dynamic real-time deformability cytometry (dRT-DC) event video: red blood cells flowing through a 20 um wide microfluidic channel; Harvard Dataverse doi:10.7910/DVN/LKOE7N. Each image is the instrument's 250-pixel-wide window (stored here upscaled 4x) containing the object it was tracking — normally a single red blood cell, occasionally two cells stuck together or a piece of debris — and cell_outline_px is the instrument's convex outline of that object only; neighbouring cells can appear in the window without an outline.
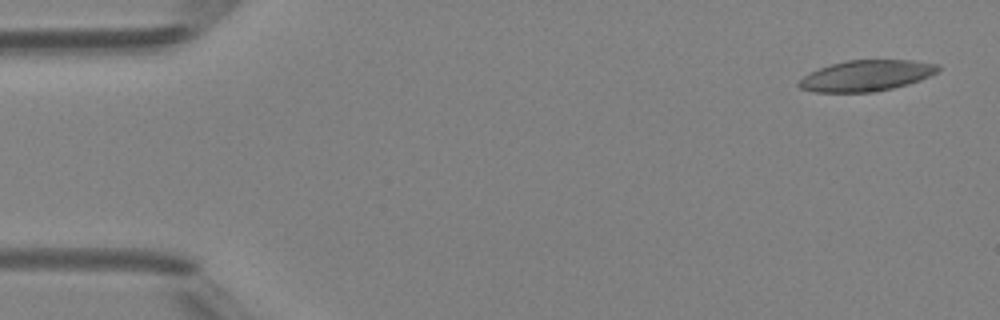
{"species": "Egyptian fruit bat (a non-hibernating species)", "species_latin": "Rousettus aegyptiacus", "temperature_condition": "room temperature", "stored_images_in_passage": 6, "camera_frame_rate_fps": 3000, "um_per_image_px": 0.085, "animal": {"sex": "female"}, "frame": {"image": 1, "passage_image": 1, "time_ms": 0.0, "image_size_px": [1000, 320], "cell_outline_px": [[940, 68], [936, 72], [920, 80], [908, 84], [892, 88], [872, 92], [812, 92], [800, 88], [796, 84], [804, 76], [820, 68], [832, 64], [848, 60], [912, 60], [940, 64]], "centroid_in_image_um": [73.64, 6.43], "position_along_channel_um": 11.4, "area_um2": 24.91}}
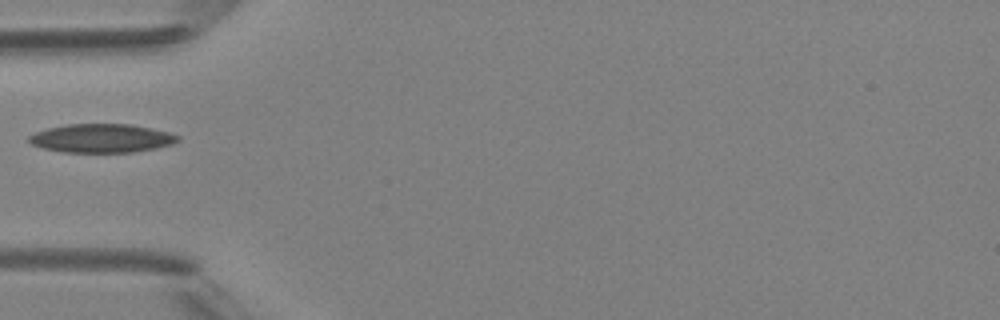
{"frame": {"image": 2, "passage_image": 5, "time_ms": 4.667, "image_size_px": [1000, 320], "cell_outline_px": [[180, 140], [172, 144], [156, 148], [132, 152], [60, 152], [44, 148], [32, 144], [28, 140], [28, 136], [36, 132], [48, 128], [68, 124], [132, 124], [152, 128], [168, 132], [180, 136]], "centroid_in_image_um": [8.65, 11.75], "position_along_channel_um": 76.3, "area_um2": 24.85}}
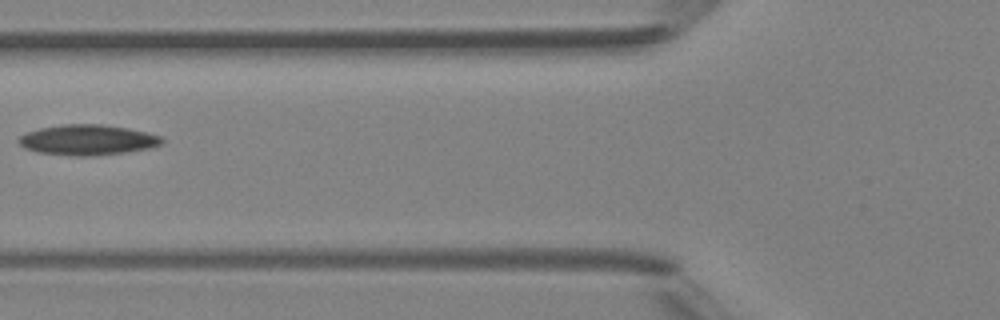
{"frame": {"image": 3, "passage_image": 6, "time_ms": 5.667, "image_size_px": [1000, 320], "cell_outline_px": [[164, 144], [152, 148], [96, 156], [72, 156], [36, 152], [24, 148], [16, 140], [20, 136], [28, 132], [40, 128], [64, 124], [100, 124], [128, 128], [160, 136], [164, 140]], "centroid_in_image_um": [7.45, 11.9], "position_along_channel_um": 118.4, "area_um2": 25.49}}